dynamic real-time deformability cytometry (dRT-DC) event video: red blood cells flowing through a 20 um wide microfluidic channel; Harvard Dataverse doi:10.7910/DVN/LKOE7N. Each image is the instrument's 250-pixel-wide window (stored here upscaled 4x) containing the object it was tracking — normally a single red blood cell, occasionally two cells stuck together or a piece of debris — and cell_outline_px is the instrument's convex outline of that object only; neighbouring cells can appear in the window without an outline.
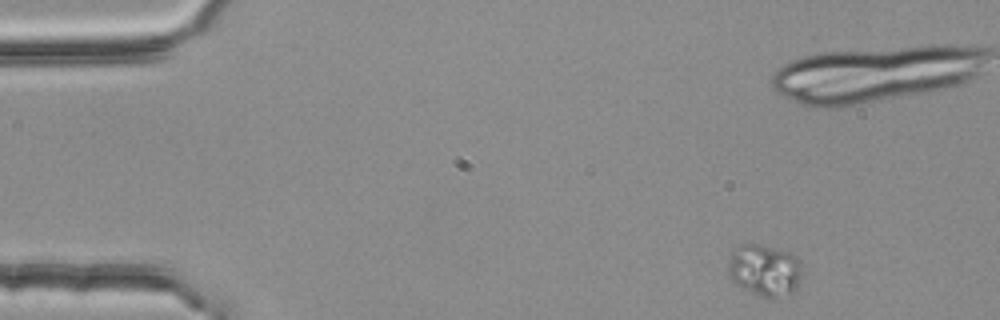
{"species": "common noctule bat (a hibernating species)", "species_latin": "Nyctalus noctula", "temperature_condition": "room temperature", "stored_images_in_passage": 6, "camera_frame_rate_fps": 3000, "um_per_image_px": 0.085, "animal": {"sex": "female", "body_mass_g": 25.1}, "frame": {"image": 1, "passage_image": 1, "time_ms": 0.0, "image_size_px": [1000, 320], "cell_outline_px": [[800, 276], [796, 288], [792, 292], [780, 300], [768, 300], [736, 284], [728, 276], [728, 260], [732, 252], [740, 244], [756, 244], [792, 252], [800, 260]], "centroid_in_image_um": [64.99, 23.0], "position_along_channel_um": 20.0, "area_um2": 22.66}}